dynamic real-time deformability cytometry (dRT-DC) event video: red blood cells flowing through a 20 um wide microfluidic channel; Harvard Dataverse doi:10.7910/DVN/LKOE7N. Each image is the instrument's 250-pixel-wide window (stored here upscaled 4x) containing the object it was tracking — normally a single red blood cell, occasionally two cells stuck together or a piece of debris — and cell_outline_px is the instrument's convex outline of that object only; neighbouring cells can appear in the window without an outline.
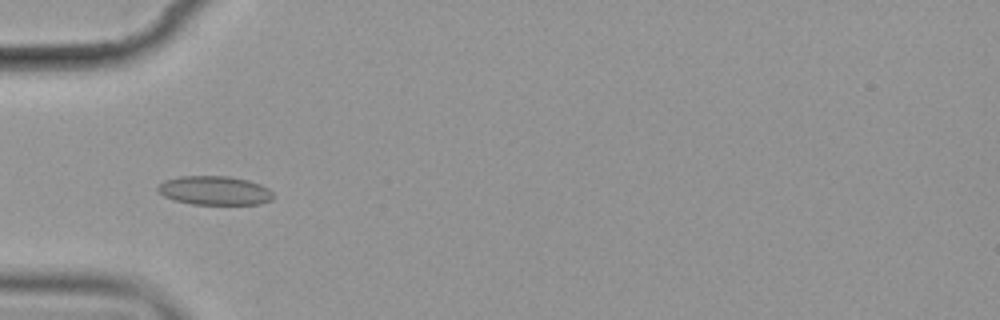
{"species": "common noctule bat (a hibernating species)", "species_latin": "Nyctalus noctula", "temperature_condition": "cold", "stored_images_in_passage": 6, "camera_frame_rate_fps": 3000, "um_per_image_px": 0.085, "animal": {"sex": "female", "body_mass_g": 19.9}, "frame": {"image": 1, "passage_image": 5, "time_ms": 4.333, "image_size_px": [1000, 320], "cell_outline_px": [[276, 196], [272, 200], [260, 204], [192, 204], [176, 200], [164, 196], [156, 188], [164, 180], [180, 176], [228, 176], [248, 180], [260, 184], [268, 188]], "centroid_in_image_um": [18.28, 16.19], "position_along_channel_um": 66.7, "area_um2": 19.48}}
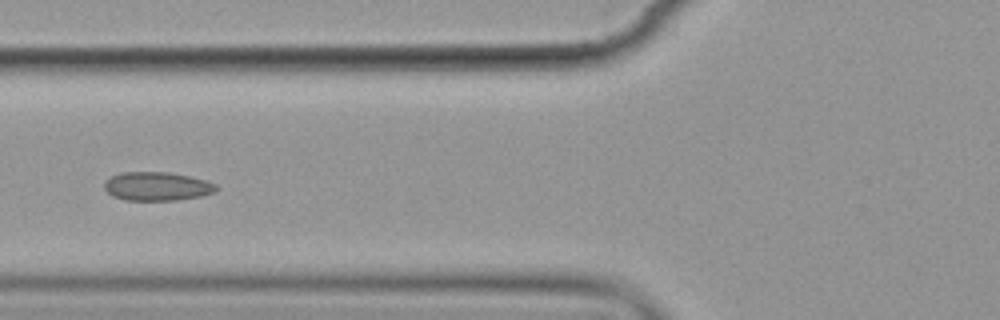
{"frame": {"image": 2, "passage_image": 6, "time_ms": 5.667, "image_size_px": [1000, 320], "cell_outline_px": [[220, 188], [216, 192], [200, 196], [176, 200], [124, 200], [112, 196], [104, 188], [104, 180], [120, 172], [168, 172], [208, 180], [216, 184]], "centroid_in_image_um": [13.36, 15.83], "position_along_channel_um": 112.4, "area_um2": 18.9}}